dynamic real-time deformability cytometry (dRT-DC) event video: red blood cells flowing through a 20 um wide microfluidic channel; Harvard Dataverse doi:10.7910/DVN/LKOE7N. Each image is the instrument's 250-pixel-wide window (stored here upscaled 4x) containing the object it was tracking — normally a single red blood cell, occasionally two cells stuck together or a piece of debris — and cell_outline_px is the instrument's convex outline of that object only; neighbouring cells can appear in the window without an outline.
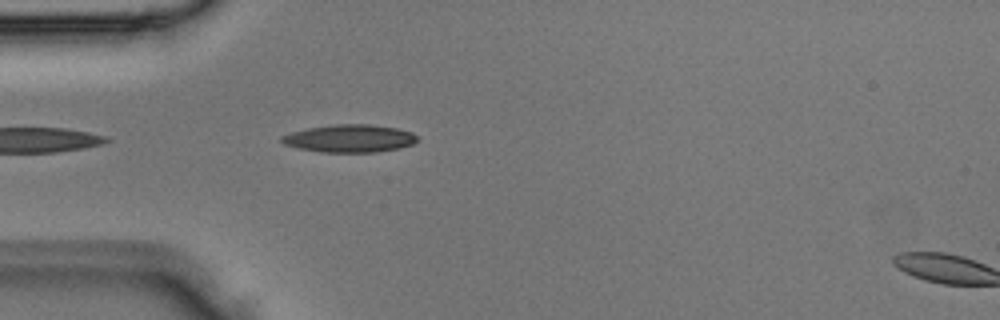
{"species": "Egyptian fruit bat (a non-hibernating species)", "species_latin": "Rousettus aegyptiacus", "temperature_condition": "room temperature", "stored_images_in_passage": 2, "segment_of_instrument_passage": [1, 2], "camera_frame_rate_fps": 3000, "um_per_image_px": 0.085, "animal": {"sex": "male"}, "frame": {"image": 1, "passage_image": 1, "time_ms": 0.0, "image_size_px": [1000, 320], "cell_outline_px": [[420, 136], [412, 144], [400, 148], [376, 152], [320, 152], [300, 148], [284, 144], [280, 140], [280, 136], [292, 132], [308, 128], [332, 124], [368, 124], [396, 128], [412, 132]], "centroid_in_image_um": [29.73, 11.76], "position_along_channel_um": 55.3, "area_um2": 21.91}}